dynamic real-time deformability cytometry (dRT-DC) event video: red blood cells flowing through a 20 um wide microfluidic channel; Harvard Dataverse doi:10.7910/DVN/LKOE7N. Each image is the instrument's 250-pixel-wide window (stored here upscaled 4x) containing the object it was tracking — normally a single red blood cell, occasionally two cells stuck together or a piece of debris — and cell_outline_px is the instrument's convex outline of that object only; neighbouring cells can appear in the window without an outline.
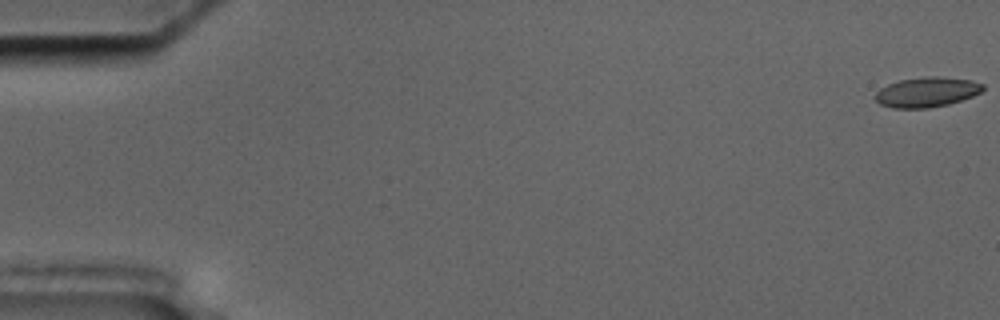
{"species": "common noctule bat (a hibernating species)", "species_latin": "Nyctalus noctula", "temperature_condition": "cold", "stored_images_in_passage": 7, "camera_frame_rate_fps": 3000, "um_per_image_px": 0.085, "animal": {"sex": "male", "body_mass_g": 17.5, "forearm_length_mm": 52.3}, "frame": {"image": 1, "passage_image": 1, "time_ms": 0.0, "image_size_px": [1000, 320], "cell_outline_px": [[984, 88], [980, 92], [972, 96], [948, 104], [928, 108], [892, 108], [880, 104], [872, 96], [880, 88], [888, 84], [900, 80], [928, 76], [940, 76], [972, 80], [984, 84]], "centroid_in_image_um": [78.75, 7.82], "position_along_channel_um": 6.2, "area_um2": 18.84}}